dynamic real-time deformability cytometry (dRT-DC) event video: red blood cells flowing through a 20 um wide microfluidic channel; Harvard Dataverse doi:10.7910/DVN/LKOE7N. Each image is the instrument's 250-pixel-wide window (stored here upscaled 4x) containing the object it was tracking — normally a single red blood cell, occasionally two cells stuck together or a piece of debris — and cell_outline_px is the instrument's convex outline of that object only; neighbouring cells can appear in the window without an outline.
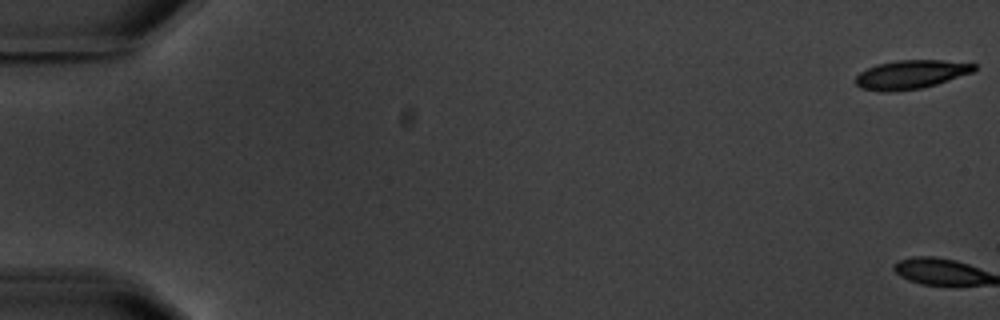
{"species": "common noctule bat (a hibernating species)", "species_latin": "Nyctalus noctula", "temperature_condition": "warm", "stored_images_in_passage": 4, "camera_frame_rate_fps": 3000, "um_per_image_px": 0.085, "animal": {"sex": "male", "body_mass_g": 20.1, "forearm_length_mm": 53.5}, "frame": {"image": 1, "passage_image": 1, "time_ms": 0.0, "image_size_px": [1000, 320], "cell_outline_px": [[976, 68], [972, 72], [936, 84], [920, 88], [888, 92], [884, 92], [860, 88], [856, 84], [856, 76], [860, 72], [876, 64], [896, 60], [944, 60], [976, 64]], "centroid_in_image_um": [77.4, 6.32], "position_along_channel_um": 7.6, "area_um2": 19.71}}